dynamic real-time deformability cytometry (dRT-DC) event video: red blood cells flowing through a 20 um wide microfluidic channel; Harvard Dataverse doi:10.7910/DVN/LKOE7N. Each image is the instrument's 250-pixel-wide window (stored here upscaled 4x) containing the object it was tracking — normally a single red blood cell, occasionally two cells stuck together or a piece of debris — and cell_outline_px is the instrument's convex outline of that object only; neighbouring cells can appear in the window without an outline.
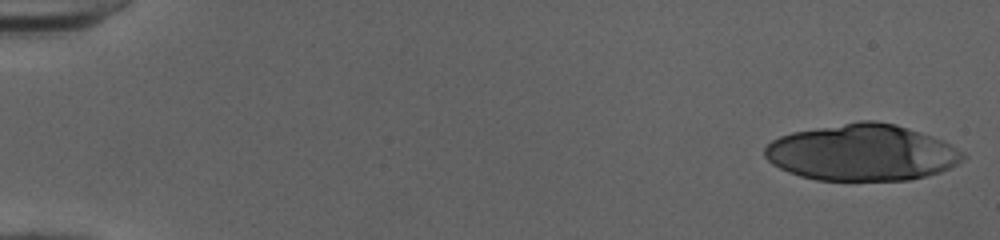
{"species": "human", "species_latin": "Homo sapiens", "temperature_condition": "cold", "stored_images_in_passage": 18, "camera_frame_rate_fps": 3000, "um_per_image_px": 0.085, "donor": {"sex": "female"}, "frame": {"image": 1, "passage_image": 1, "time_ms": 0.0, "image_size_px": [1000, 240], "cell_outline_px": [[968, 156], [964, 160], [940, 172], [908, 180], [816, 180], [800, 176], [788, 172], [772, 164], [764, 156], [764, 148], [772, 140], [780, 136], [792, 132], [860, 120], [872, 120], [896, 124], [908, 128], [940, 140], [964, 152]], "centroid_in_image_um": [73.24, 12.97], "position_along_channel_um": 11.8, "area_um2": 64.97}}